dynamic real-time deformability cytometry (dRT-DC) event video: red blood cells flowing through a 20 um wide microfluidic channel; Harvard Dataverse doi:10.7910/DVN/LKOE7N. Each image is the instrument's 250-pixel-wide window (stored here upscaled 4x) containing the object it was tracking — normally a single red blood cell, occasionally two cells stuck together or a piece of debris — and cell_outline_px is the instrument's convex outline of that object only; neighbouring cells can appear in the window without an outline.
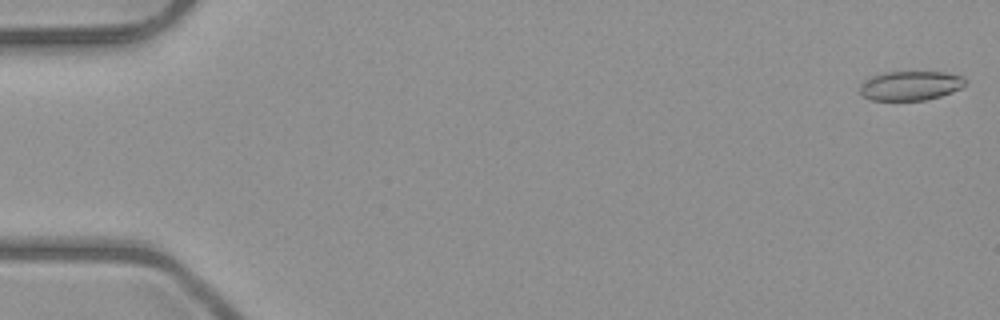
{"species": "common noctule bat (a hibernating species)", "species_latin": "Nyctalus noctula", "temperature_condition": "room temperature", "stored_images_in_passage": 3, "camera_frame_rate_fps": 3000, "um_per_image_px": 0.085, "animal": {"sex": "male", "body_mass_g": 23.1, "forearm_length_mm": 52.7}, "frame": {"image": 1, "passage_image": 1, "time_ms": 0.0, "image_size_px": [1000, 320], "cell_outline_px": [[968, 80], [960, 88], [952, 92], [940, 96], [924, 100], [872, 100], [864, 96], [860, 92], [860, 84], [864, 80], [872, 76], [884, 72], [944, 72], [964, 76]], "centroid_in_image_um": [77.4, 7.27], "position_along_channel_um": 7.6, "area_um2": 18.03}}